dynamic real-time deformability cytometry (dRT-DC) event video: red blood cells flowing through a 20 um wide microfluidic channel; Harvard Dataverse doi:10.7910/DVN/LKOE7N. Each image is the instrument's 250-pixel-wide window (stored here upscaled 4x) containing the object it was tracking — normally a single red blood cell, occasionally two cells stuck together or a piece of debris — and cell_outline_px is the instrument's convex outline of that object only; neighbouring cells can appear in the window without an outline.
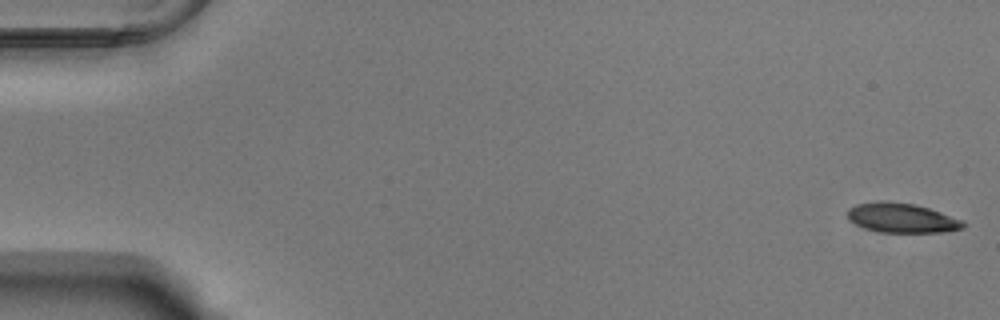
{"species": "Egyptian fruit bat (a non-hibernating species)", "species_latin": "Rousettus aegyptiacus", "temperature_condition": "warm", "stored_images_in_passage": 54, "camera_frame_rate_fps": 3000, "um_per_image_px": 0.085, "animal": {"sex": "male"}, "frame": {"image": 1, "passage_image": 1, "time_ms": 0.0, "image_size_px": [1000, 320], "cell_outline_px": [[964, 228], [944, 232], [880, 232], [864, 228], [856, 224], [848, 216], [848, 208], [856, 204], [876, 200], [888, 200], [916, 204], [964, 220]], "centroid_in_image_um": [76.65, 18.5], "position_along_channel_um": 8.4, "area_um2": 20.06}}
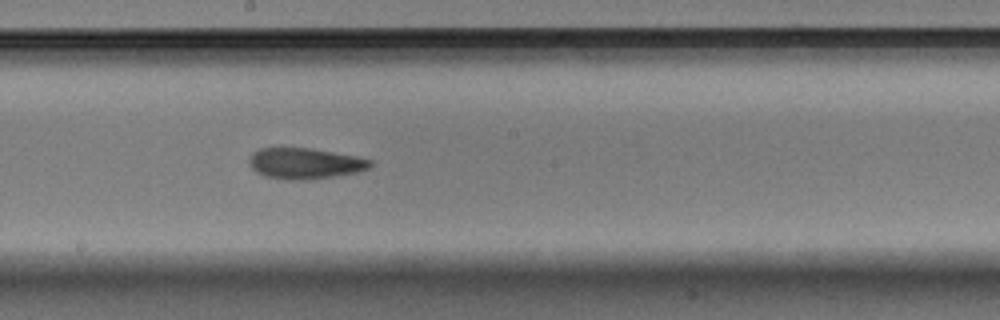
{"frame": {"image": 2, "passage_image": 30, "time_ms": 9.667, "image_size_px": [1000, 320], "cell_outline_px": [[372, 164], [368, 168], [360, 172], [312, 180], [284, 180], [264, 176], [256, 172], [248, 164], [248, 160], [252, 152], [260, 148], [312, 148], [356, 156], [372, 160]], "centroid_in_image_um": [25.91, 13.9], "position_along_channel_um": 222.3, "area_um2": 22.2}}
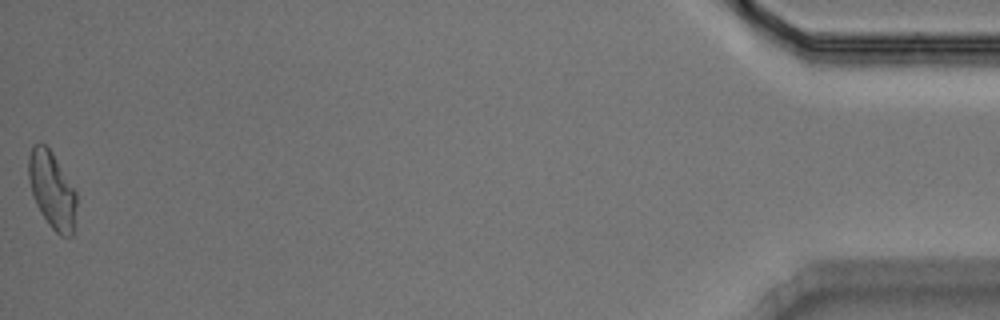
{"frame": {"image": 3, "passage_image": 54, "time_ms": 17.667, "image_size_px": [1000, 320], "cell_outline_px": [[76, 204], [72, 236], [60, 236], [48, 224], [40, 212], [36, 204], [32, 192], [28, 176], [28, 156], [32, 144], [40, 140], [52, 152], [76, 192]], "centroid_in_image_um": [4.39, 16.12], "position_along_channel_um": 430.8, "area_um2": 21.39}, "authors_computed_cell_mechanics": {"area_um2": 21.386, "velocity_mm_per_s": 3.7683, "shape_relaxation_time_tau1_ms": null, "shape_relaxation_time_tau2_ms": 4.9377, "deformation_change_tau1": null, "deformation_change_tau2": 0.1197}}